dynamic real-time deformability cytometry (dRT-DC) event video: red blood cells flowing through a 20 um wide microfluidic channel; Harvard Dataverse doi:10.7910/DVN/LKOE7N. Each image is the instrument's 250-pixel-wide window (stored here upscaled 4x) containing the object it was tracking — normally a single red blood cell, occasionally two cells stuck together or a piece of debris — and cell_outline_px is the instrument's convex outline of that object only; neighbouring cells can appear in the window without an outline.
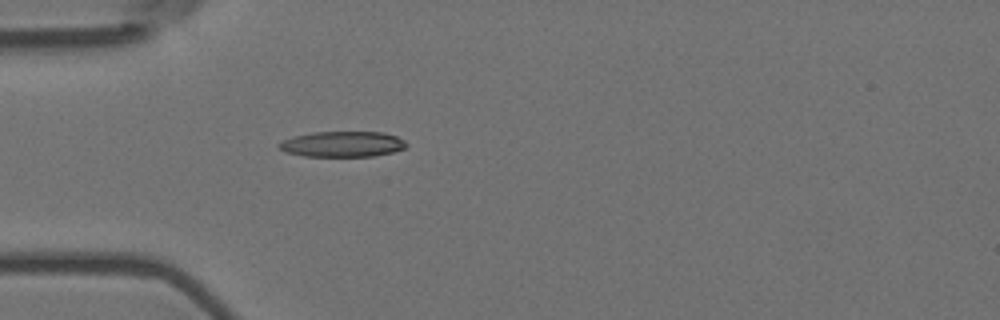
{"species": "Egyptian fruit bat (a non-hibernating species)", "species_latin": "Rousettus aegyptiacus", "temperature_condition": "room temperature", "stored_images_in_passage": 4, "camera_frame_rate_fps": 3000, "um_per_image_px": 0.085, "animal": {"sex": "female"}, "frame": {"image": 1, "passage_image": 4, "time_ms": 1.0, "image_size_px": [1000, 320], "cell_outline_px": [[408, 144], [404, 148], [392, 152], [372, 156], [304, 156], [284, 152], [276, 144], [292, 136], [312, 132], [384, 132], [396, 136], [404, 140]], "centroid_in_image_um": [29.08, 12.24], "position_along_channel_um": 55.9, "area_um2": 19.02}}